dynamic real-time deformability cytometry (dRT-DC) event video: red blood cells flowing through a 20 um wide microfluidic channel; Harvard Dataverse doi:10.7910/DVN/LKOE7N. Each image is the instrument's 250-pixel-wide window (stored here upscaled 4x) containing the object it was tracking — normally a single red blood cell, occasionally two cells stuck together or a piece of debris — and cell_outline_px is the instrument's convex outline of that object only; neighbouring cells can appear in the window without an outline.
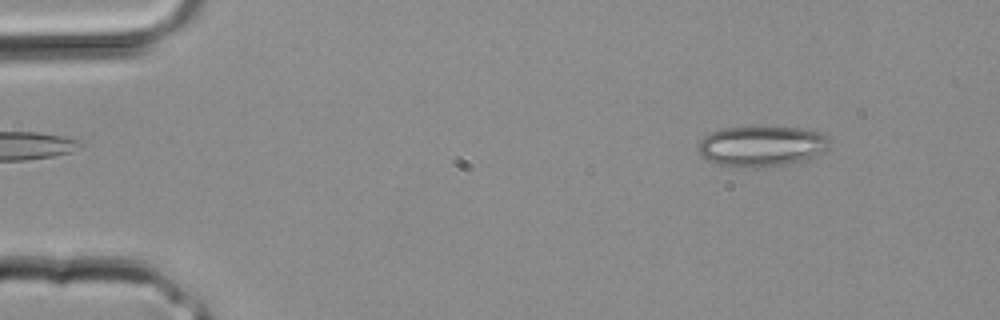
{"species": "common noctule bat (a hibernating species)", "species_latin": "Nyctalus noctula", "temperature_condition": "room temperature", "stored_images_in_passage": 4, "camera_frame_rate_fps": 3000, "um_per_image_px": 0.085, "animal": {"sex": "male", "body_mass_g": 20.4}, "frame": {"image": 1, "passage_image": 1, "time_ms": 0.0, "image_size_px": [1000, 320], "cell_outline_px": [[828, 148], [824, 152], [800, 160], [784, 164], [760, 168], [744, 168], [716, 164], [708, 160], [700, 152], [700, 140], [704, 136], [712, 132], [724, 128], [804, 128], [820, 132], [828, 136]], "centroid_in_image_um": [64.74, 12.44], "position_along_channel_um": 20.3, "area_um2": 30.52}}
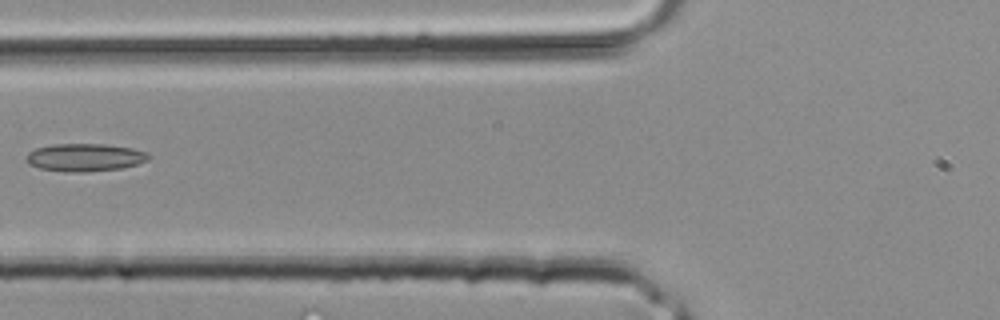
{"frame": {"image": 2, "passage_image": 4, "time_ms": 1.0, "image_size_px": [1000, 320], "cell_outline_px": [[152, 156], [148, 160], [136, 164], [120, 168], [84, 172], [64, 172], [40, 168], [28, 164], [28, 152], [36, 148], [52, 144], [104, 144], [132, 148], [148, 152]], "centroid_in_image_um": [7.24, 13.37], "position_along_channel_um": 118.6, "area_um2": 19.77}}